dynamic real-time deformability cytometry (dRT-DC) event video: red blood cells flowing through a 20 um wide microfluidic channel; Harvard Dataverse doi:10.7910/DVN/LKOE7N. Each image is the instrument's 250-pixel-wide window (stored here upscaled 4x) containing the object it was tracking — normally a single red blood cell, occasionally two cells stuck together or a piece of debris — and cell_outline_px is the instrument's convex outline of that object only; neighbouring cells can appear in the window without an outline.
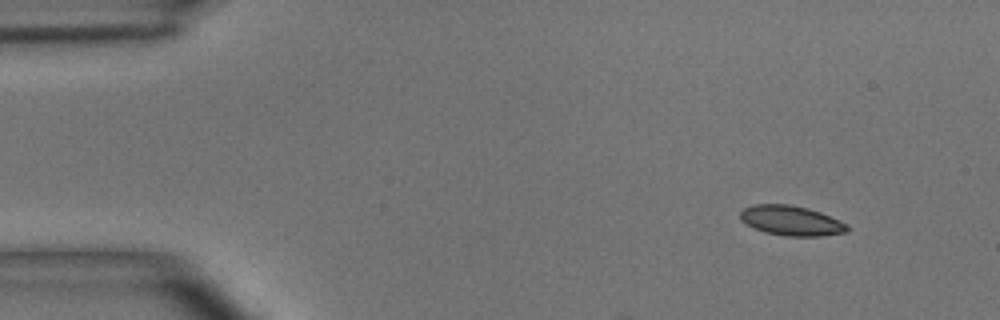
{"species": "common noctule bat (a hibernating species)", "species_latin": "Nyctalus noctula", "temperature_condition": "room temperature", "stored_images_in_passage": 3, "camera_frame_rate_fps": 3000, "um_per_image_px": 0.085, "animal": {"sex": "male", "body_mass_g": 15.6}, "frame": {"image": 1, "passage_image": 1, "time_ms": 0.0, "image_size_px": [1000, 320], "cell_outline_px": [[852, 228], [848, 232], [820, 236], [784, 236], [764, 232], [740, 220], [740, 212], [744, 208], [752, 204], [788, 204], [808, 208], [820, 212], [848, 224]], "centroid_in_image_um": [67.28, 18.75], "position_along_channel_um": 17.7, "area_um2": 18.73}}